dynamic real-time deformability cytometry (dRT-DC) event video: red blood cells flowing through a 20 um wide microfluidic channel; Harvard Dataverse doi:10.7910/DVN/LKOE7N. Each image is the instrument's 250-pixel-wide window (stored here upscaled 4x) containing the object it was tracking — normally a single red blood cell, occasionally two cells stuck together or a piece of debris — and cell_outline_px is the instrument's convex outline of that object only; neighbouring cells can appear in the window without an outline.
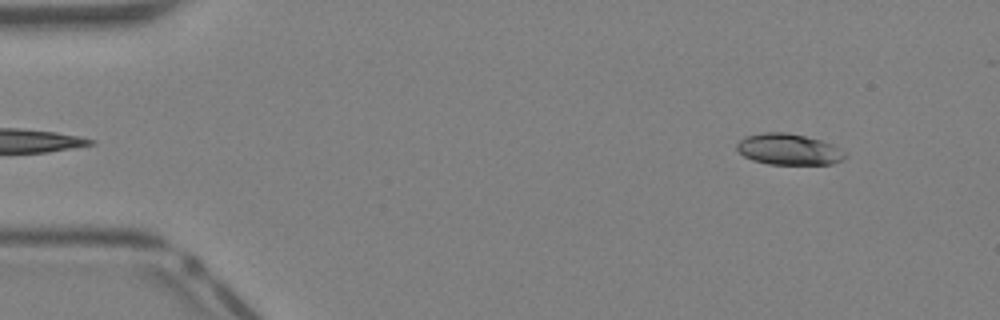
{"species": "Egyptian fruit bat (a non-hibernating species)", "species_latin": "Rousettus aegyptiacus", "temperature_condition": "warm", "stored_images_in_passage": 40, "segment_of_instrument_passage": [1, 2], "camera_frame_rate_fps": 3000, "um_per_image_px": 0.085, "animal": {"sex": "female"}, "frame": {"image": 1, "passage_image": 3, "time_ms": 0.667, "image_size_px": [1000, 320], "cell_outline_px": [[848, 156], [844, 160], [832, 164], [768, 164], [752, 160], [744, 156], [736, 148], [736, 144], [744, 136], [764, 132], [788, 132], [820, 140], [832, 144], [840, 148]], "centroid_in_image_um": [67.05, 12.69], "position_along_channel_um": 18.0, "area_um2": 19.77}}
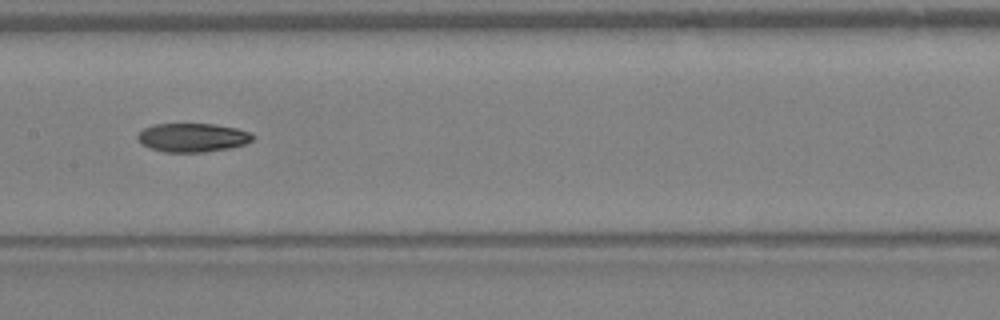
{"frame": {"image": 2, "passage_image": 19, "time_ms": 6.0, "image_size_px": [1000, 320], "cell_outline_px": [[256, 136], [252, 140], [244, 144], [232, 148], [204, 152], [164, 152], [148, 148], [140, 144], [136, 136], [144, 128], [152, 124], [216, 124], [236, 128], [252, 132]], "centroid_in_image_um": [16.37, 11.69], "position_along_channel_um": 191.0, "area_um2": 19.59}}
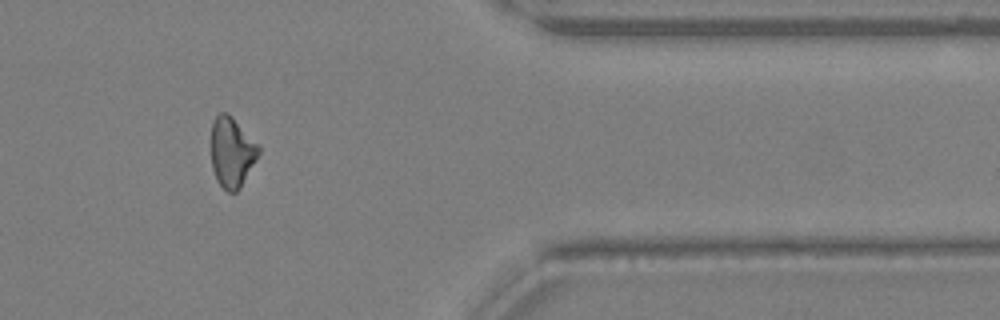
{"frame": {"image": 3, "passage_image": 32, "time_ms": 10.333, "image_size_px": [1000, 320], "cell_outline_px": [[260, 152], [256, 160], [240, 188], [236, 192], [228, 192], [216, 180], [212, 168], [212, 124], [216, 116], [220, 112], [228, 112], [260, 144]], "centroid_in_image_um": [19.73, 12.91], "position_along_channel_um": 391.7, "area_um2": 19.54}}